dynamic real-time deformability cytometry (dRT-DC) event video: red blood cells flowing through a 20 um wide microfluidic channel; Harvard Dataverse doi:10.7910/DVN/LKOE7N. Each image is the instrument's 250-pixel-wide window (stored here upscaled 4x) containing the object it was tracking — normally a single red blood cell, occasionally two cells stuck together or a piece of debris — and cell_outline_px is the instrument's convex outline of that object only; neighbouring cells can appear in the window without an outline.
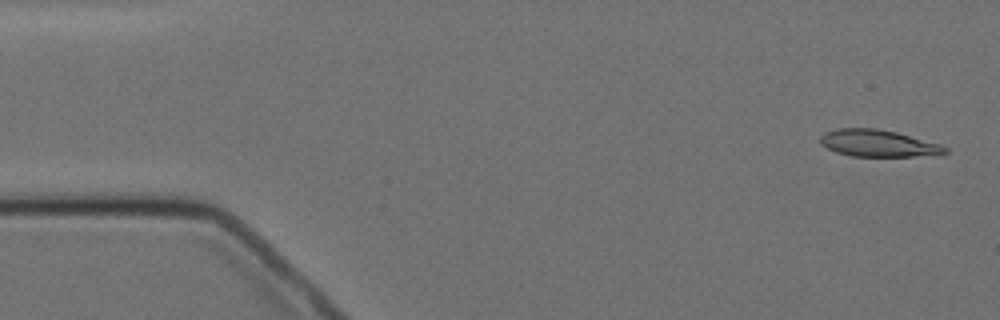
{"species": "Egyptian fruit bat (a non-hibernating species)", "species_latin": "Rousettus aegyptiacus", "temperature_condition": "cold", "stored_images_in_passage": 4, "camera_frame_rate_fps": 3000, "um_per_image_px": 0.085, "animal": {"sex": "female"}, "frame": {"image": 1, "passage_image": 1, "time_ms": 0.0, "image_size_px": [1000, 320], "cell_outline_px": [[948, 152], [912, 156], [852, 156], [836, 152], [820, 144], [820, 136], [824, 132], [836, 128], [876, 128], [896, 132], [940, 144], [948, 148]], "centroid_in_image_um": [74.57, 12.16], "position_along_channel_um": 10.4, "area_um2": 19.36}}
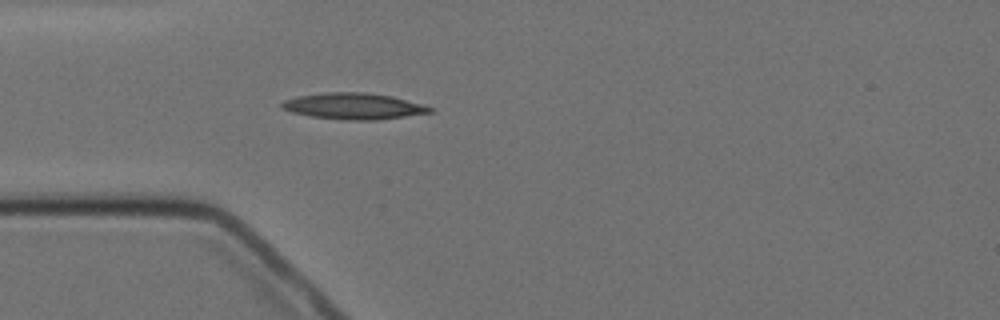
{"frame": {"image": 2, "passage_image": 4, "time_ms": 4.333, "image_size_px": [1000, 320], "cell_outline_px": [[436, 108], [432, 112], [376, 120], [344, 120], [312, 116], [292, 112], [280, 108], [280, 104], [284, 100], [296, 96], [324, 92], [364, 92], [392, 96], [424, 104]], "centroid_in_image_um": [30.06, 9.01], "position_along_channel_um": 54.9, "area_um2": 22.77}}